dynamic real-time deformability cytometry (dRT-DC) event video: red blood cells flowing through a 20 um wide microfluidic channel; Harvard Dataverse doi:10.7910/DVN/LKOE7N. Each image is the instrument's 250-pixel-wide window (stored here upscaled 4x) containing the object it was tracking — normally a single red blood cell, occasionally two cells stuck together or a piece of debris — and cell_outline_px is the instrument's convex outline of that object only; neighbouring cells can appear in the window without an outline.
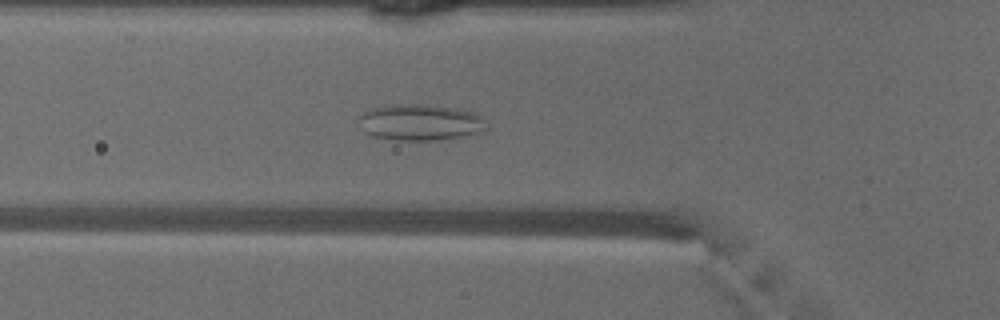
{"species": "common noctule bat (a hibernating species)", "species_latin": "Nyctalus noctula", "temperature_condition": "warm", "stored_images_in_passage": 37, "camera_frame_rate_fps": 3000, "um_per_image_px": 0.085, "animal": {"sex": "male", "body_mass_g": 18.8}, "frame": {"image": 1, "passage_image": 5, "time_ms": 1.333, "image_size_px": [1000, 320], "cell_outline_px": [[488, 128], [484, 132], [436, 140], [396, 140], [372, 136], [364, 132], [360, 116], [364, 112], [372, 108], [392, 104], [428, 104], [472, 112], [480, 116]], "centroid_in_image_um": [35.72, 10.4], "position_along_channel_um": 90.1, "area_um2": 26.65}}
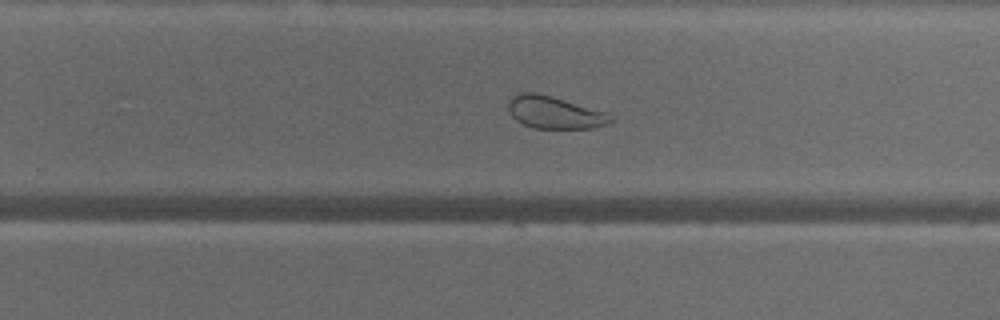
{"frame": {"image": 2, "passage_image": 19, "time_ms": 6.0, "image_size_px": [1000, 320], "cell_outline_px": [[616, 120], [592, 128], [532, 128], [516, 120], [512, 116], [508, 108], [508, 96], [516, 92], [536, 92], [552, 96], [608, 112], [616, 116]], "centroid_in_image_um": [47.14, 9.53], "position_along_channel_um": 282.7, "area_um2": 19.71}}
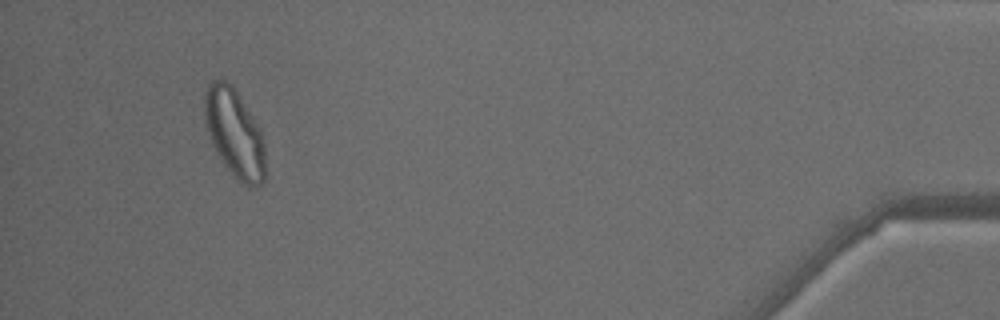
{"frame": {"image": 3, "passage_image": 34, "time_ms": 11.0, "image_size_px": [1000, 320], "cell_outline_px": [[264, 180], [260, 184], [252, 188], [248, 188], [232, 176], [220, 160], [212, 144], [204, 120], [204, 96], [208, 84], [212, 80], [224, 80], [232, 84], [260, 128], [264, 144]], "centroid_in_image_um": [19.92, 11.34], "position_along_channel_um": 415.3, "area_um2": 31.44}, "authors_computed_cell_mechanics": {"area_um2": 25.3742, "velocity_mm_per_s": 4.12, "shape_relaxation_time_tau1_ms": null, "shape_relaxation_time_tau2_ms": 1.0785, "deformation_change_tau1": null, "deformation_change_tau2": 0.0786}}